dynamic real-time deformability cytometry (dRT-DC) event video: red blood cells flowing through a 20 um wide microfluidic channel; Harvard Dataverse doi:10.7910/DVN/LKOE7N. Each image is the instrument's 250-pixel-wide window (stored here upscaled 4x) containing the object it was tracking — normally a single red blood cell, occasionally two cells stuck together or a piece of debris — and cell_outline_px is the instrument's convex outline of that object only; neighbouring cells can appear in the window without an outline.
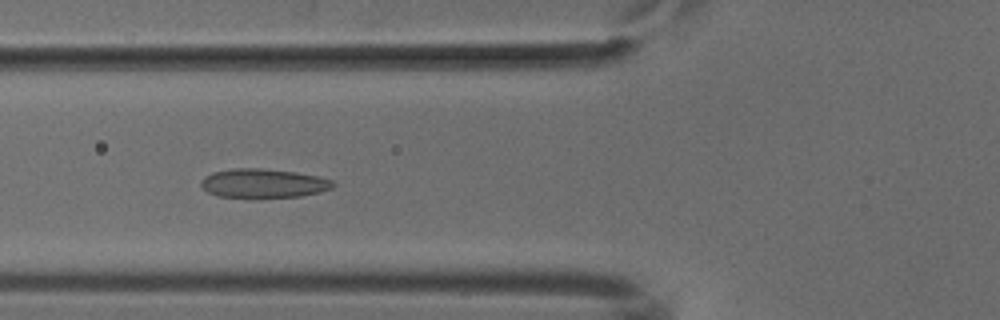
{"species": "common noctule bat (a hibernating species)", "species_latin": "Nyctalus noctula", "temperature_condition": "cold", "stored_images_in_passage": 52, "camera_frame_rate_fps": 3000, "um_per_image_px": 0.085, "animal": {"sex": "male", "body_mass_g": 18.8}, "frame": {"image": 1, "passage_image": 20, "time_ms": 6.333, "image_size_px": [1000, 320], "cell_outline_px": [[336, 184], [332, 188], [320, 192], [300, 196], [260, 200], [256, 200], [216, 196], [208, 192], [200, 184], [200, 180], [204, 176], [212, 172], [232, 168], [260, 168], [296, 172], [316, 176], [332, 180]], "centroid_in_image_um": [22.34, 15.62], "position_along_channel_um": 103.5, "area_um2": 23.24}}
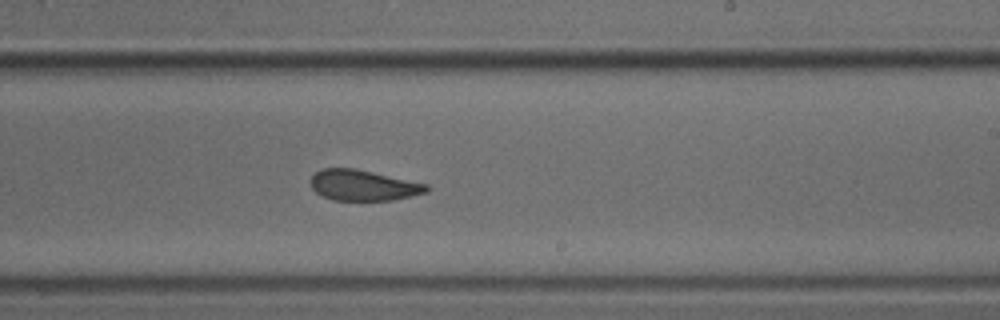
{"frame": {"image": 2, "passage_image": 32, "time_ms": 10.333, "image_size_px": [1000, 320], "cell_outline_px": [[432, 188], [428, 192], [396, 200], [336, 200], [324, 196], [316, 192], [312, 188], [312, 176], [316, 172], [324, 168], [352, 168], [372, 172], [428, 184]], "centroid_in_image_um": [30.94, 15.76], "position_along_channel_um": 258.1, "area_um2": 20.58}}
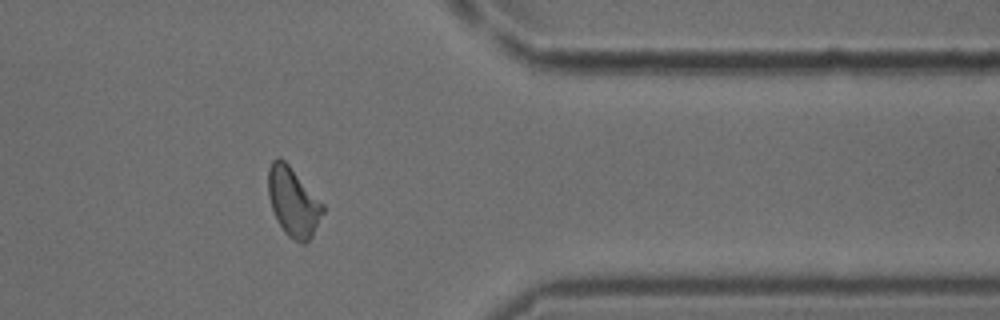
{"frame": {"image": 3, "passage_image": 43, "time_ms": 14.0, "image_size_px": [1000, 320], "cell_outline_px": [[324, 212], [312, 236], [304, 244], [300, 244], [288, 236], [284, 232], [276, 220], [268, 196], [268, 168], [272, 160], [276, 156], [280, 156], [288, 164], [324, 204]], "centroid_in_image_um": [24.91, 17.16], "position_along_channel_um": 386.5, "area_um2": 22.08}}